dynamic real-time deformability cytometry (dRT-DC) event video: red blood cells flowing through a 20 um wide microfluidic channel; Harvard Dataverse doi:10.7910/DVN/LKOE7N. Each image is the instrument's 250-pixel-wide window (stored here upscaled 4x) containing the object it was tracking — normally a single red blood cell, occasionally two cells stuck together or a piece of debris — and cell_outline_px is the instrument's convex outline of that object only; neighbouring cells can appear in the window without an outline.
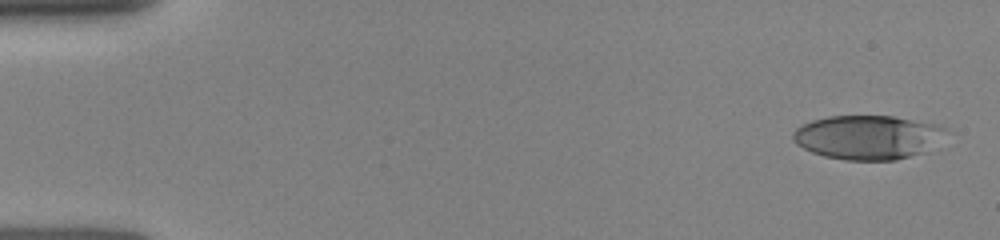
{"species": "human", "species_latin": "Homo sapiens", "temperature_condition": "room temperature", "stored_images_in_passage": 13, "camera_frame_rate_fps": 3000, "um_per_image_px": 0.085, "donor": {"sex": "female"}, "frame": {"image": 1, "passage_image": 1, "time_ms": 0.0, "image_size_px": [1000, 240], "cell_outline_px": [[944, 128], [924, 152], [896, 160], [844, 160], [824, 156], [812, 152], [796, 144], [792, 136], [792, 132], [796, 128], [812, 120], [828, 116], [892, 116], [936, 124]], "centroid_in_image_um": [73.62, 11.66], "position_along_channel_um": 11.4, "area_um2": 38.44}}
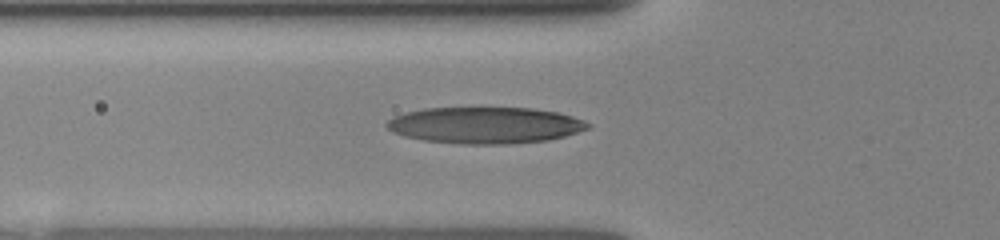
{"frame": {"image": 2, "passage_image": 9, "time_ms": 5.0, "image_size_px": [1000, 240], "cell_outline_px": [[592, 124], [588, 128], [564, 136], [548, 140], [508, 144], [464, 144], [424, 140], [404, 136], [392, 132], [384, 124], [392, 116], [404, 112], [424, 108], [532, 108], [556, 112], [572, 116], [584, 120]], "centroid_in_image_um": [41.2, 10.64], "position_along_channel_um": 84.6, "area_um2": 42.77}}
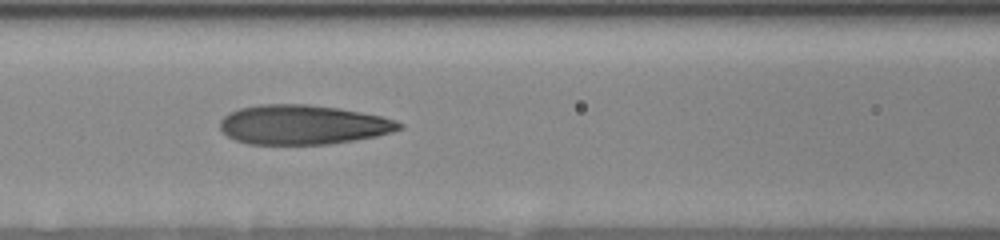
{"frame": {"image": 3, "passage_image": 12, "time_ms": 6.333, "image_size_px": [1000, 240], "cell_outline_px": [[404, 128], [392, 132], [376, 136], [356, 140], [328, 144], [248, 144], [236, 140], [228, 136], [220, 128], [220, 120], [228, 112], [240, 108], [260, 104], [308, 104], [340, 108], [380, 116], [396, 120], [404, 124]], "centroid_in_image_um": [25.76, 10.6], "position_along_channel_um": 140.8, "area_um2": 41.38}}